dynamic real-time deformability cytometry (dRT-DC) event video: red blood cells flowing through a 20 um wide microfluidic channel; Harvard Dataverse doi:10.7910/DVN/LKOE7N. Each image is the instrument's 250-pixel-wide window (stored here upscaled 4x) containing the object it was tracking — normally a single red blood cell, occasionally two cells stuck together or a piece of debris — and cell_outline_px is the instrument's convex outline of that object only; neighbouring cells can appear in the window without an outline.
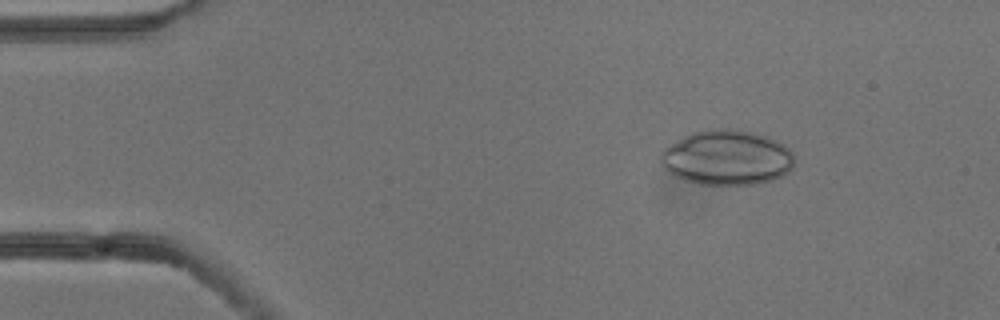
{"species": "common noctule bat (a hibernating species)", "species_latin": "Nyctalus noctula", "temperature_condition": "cold", "stored_images_in_passage": 6, "camera_frame_rate_fps": 3000, "um_per_image_px": 0.085, "animal": {"sex": "male", "body_mass_g": 13.3}, "frame": {"image": 1, "passage_image": 3, "time_ms": 0.667, "image_size_px": [1000, 320], "cell_outline_px": [[792, 168], [784, 176], [772, 180], [756, 184], [700, 184], [684, 180], [672, 176], [660, 164], [660, 152], [668, 144], [692, 132], [704, 128], [732, 128], [752, 132], [776, 140], [784, 144], [792, 152]], "centroid_in_image_um": [61.73, 13.39], "position_along_channel_um": 23.3, "area_um2": 43.29}}